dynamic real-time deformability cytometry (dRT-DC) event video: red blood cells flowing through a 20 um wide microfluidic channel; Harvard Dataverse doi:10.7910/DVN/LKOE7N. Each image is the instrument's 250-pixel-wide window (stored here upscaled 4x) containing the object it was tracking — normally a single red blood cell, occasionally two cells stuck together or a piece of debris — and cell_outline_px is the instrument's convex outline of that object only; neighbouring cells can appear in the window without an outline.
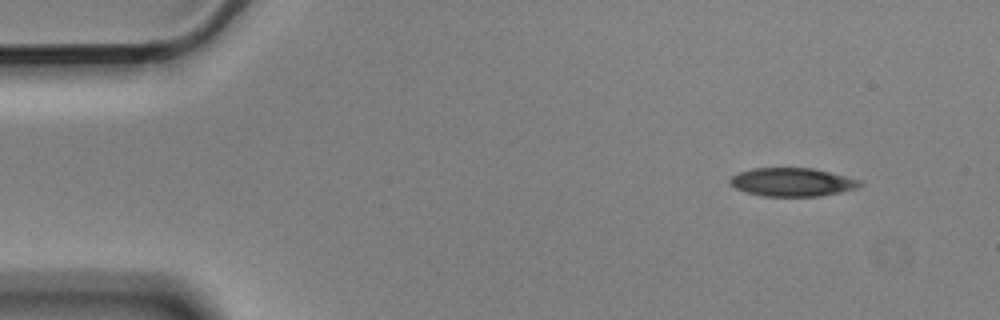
{"species": "Egyptian fruit bat (a non-hibernating species)", "species_latin": "Rousettus aegyptiacus", "temperature_condition": "cold", "stored_images_in_passage": 4, "camera_frame_rate_fps": 3000, "um_per_image_px": 0.085, "animal": {"sex": "male"}, "frame": {"image": 1, "passage_image": 1, "time_ms": 0.0, "image_size_px": [1000, 320], "cell_outline_px": [[864, 184], [856, 188], [840, 192], [820, 196], [764, 196], [748, 192], [736, 188], [728, 184], [728, 180], [732, 176], [740, 172], [752, 168], [812, 168], [860, 180]], "centroid_in_image_um": [67.31, 15.48], "position_along_channel_um": 17.7, "area_um2": 21.33}}
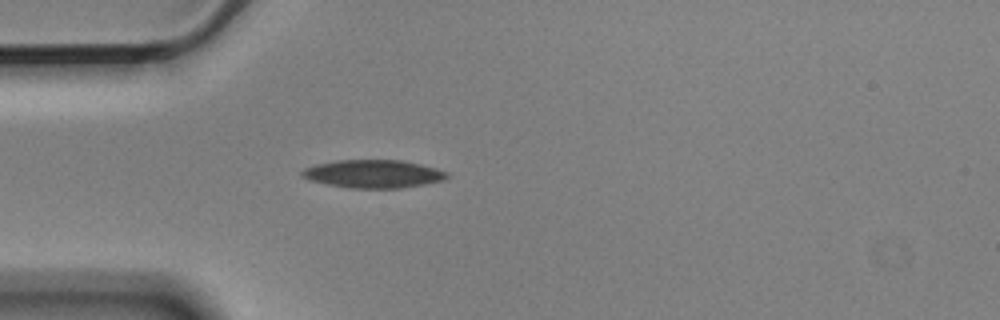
{"frame": {"image": 2, "passage_image": 4, "time_ms": 1.0, "image_size_px": [1000, 320], "cell_outline_px": [[448, 176], [444, 180], [424, 184], [400, 188], [348, 188], [328, 184], [312, 180], [304, 176], [300, 172], [304, 168], [316, 164], [336, 160], [400, 160], [420, 164], [436, 168], [448, 172]], "centroid_in_image_um": [31.75, 14.77], "position_along_channel_um": 53.2, "area_um2": 23.52}}